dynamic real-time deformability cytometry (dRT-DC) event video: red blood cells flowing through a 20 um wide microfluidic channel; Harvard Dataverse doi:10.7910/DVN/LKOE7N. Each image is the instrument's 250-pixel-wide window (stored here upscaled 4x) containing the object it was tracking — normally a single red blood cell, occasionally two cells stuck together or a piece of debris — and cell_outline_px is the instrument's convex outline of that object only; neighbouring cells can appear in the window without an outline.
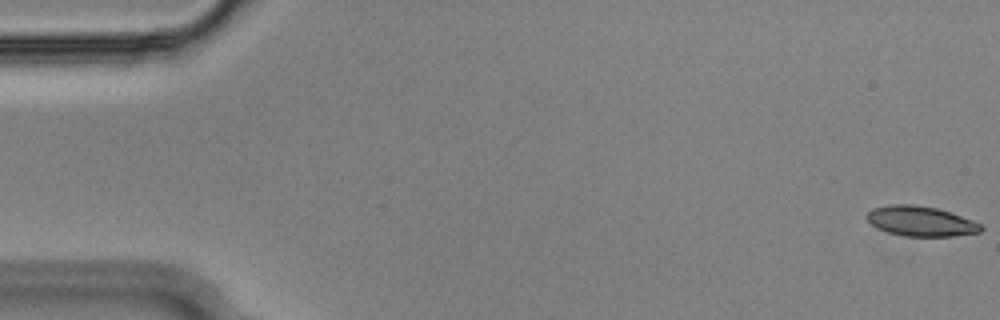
{"species": "Egyptian fruit bat (a non-hibernating species)", "species_latin": "Rousettus aegyptiacus", "temperature_condition": "cold", "stored_images_in_passage": 55, "camera_frame_rate_fps": 3000, "um_per_image_px": 0.085, "animal": {"sex": "male"}, "frame": {"image": 1, "passage_image": 1, "time_ms": 0.0, "image_size_px": [1000, 320], "cell_outline_px": [[984, 228], [980, 232], [952, 236], [904, 236], [888, 232], [876, 228], [864, 216], [872, 208], [888, 204], [912, 204], [936, 208], [972, 220], [980, 224]], "centroid_in_image_um": [78.21, 18.8], "position_along_channel_um": 6.8, "area_um2": 19.88}}
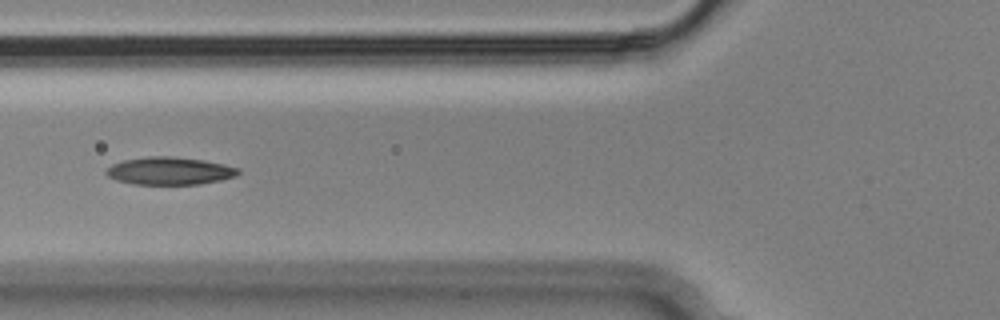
{"frame": {"image": 2, "passage_image": 21, "time_ms": 6.667, "image_size_px": [1000, 320], "cell_outline_px": [[240, 172], [236, 176], [220, 180], [200, 184], [132, 184], [116, 180], [108, 176], [104, 172], [112, 164], [124, 160], [148, 156], [168, 156], [204, 160], [224, 164], [240, 168]], "centroid_in_image_um": [14.42, 14.52], "position_along_channel_um": 111.4, "area_um2": 21.27}}
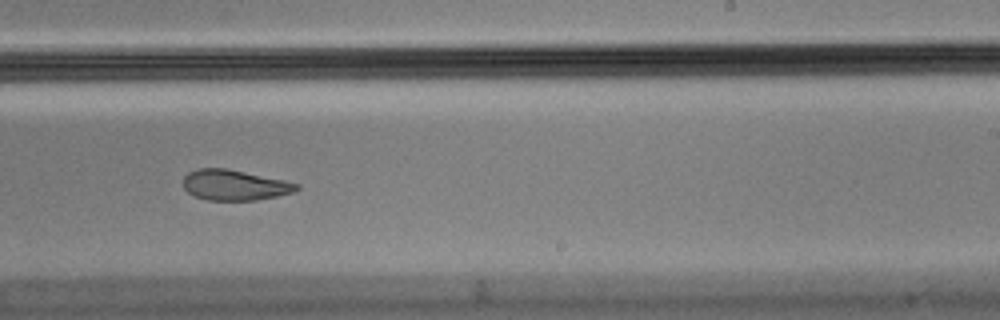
{"frame": {"image": 3, "passage_image": 34, "time_ms": 11.0, "image_size_px": [1000, 320], "cell_outline_px": [[300, 188], [292, 192], [276, 196], [256, 200], [208, 200], [196, 196], [188, 192], [184, 188], [184, 176], [188, 172], [196, 168], [228, 168], [284, 180], [300, 184]], "centroid_in_image_um": [19.93, 15.72], "position_along_channel_um": 269.1, "area_um2": 20.11}, "authors_computed_cell_mechanics": {"area_um2": 21.2126, "velocity_mm_per_s": 3.6444, "shape_relaxation_time_tau1_ms": null, "shape_relaxation_time_tau2_ms": 6.7039, "deformation_change_tau1": null, "deformation_change_tau2": 0.1389}}